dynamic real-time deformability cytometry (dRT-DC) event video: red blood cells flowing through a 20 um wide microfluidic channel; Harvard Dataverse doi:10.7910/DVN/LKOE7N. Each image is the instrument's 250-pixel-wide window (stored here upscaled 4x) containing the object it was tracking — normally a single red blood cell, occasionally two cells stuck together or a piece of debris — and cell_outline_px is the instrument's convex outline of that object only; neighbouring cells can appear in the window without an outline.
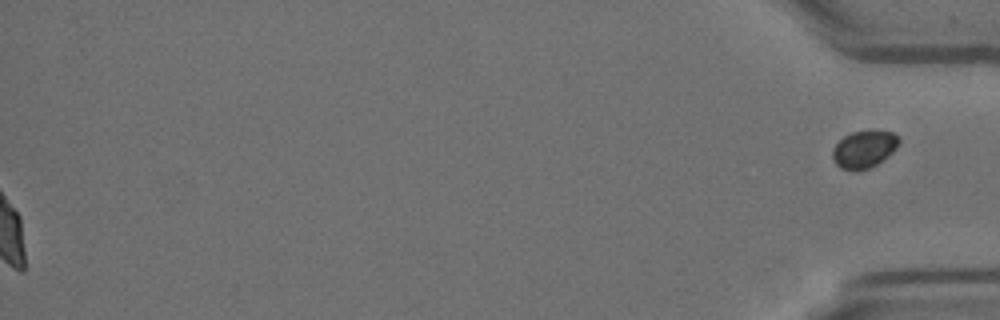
{"species": "Egyptian fruit bat (a non-hibernating species)", "species_latin": "Rousettus aegyptiacus", "temperature_condition": "room temperature", "stored_images_in_passage": 59, "segment_of_instrument_passage": [2, 2], "camera_frame_rate_fps": 3000, "um_per_image_px": 0.085, "animal": {"sex": "female"}, "frame": {"image": 1, "passage_image": 59, "time_ms": 19.333, "image_size_px": [1000, 320], "cell_outline_px": [[900, 140], [896, 148], [888, 156], [876, 164], [868, 168], [852, 172], [840, 168], [836, 164], [832, 156], [832, 148], [844, 136], [852, 132], [872, 128], [892, 132], [900, 136]], "centroid_in_image_um": [73.45, 12.65], "position_along_channel_um": 361.7, "area_um2": 14.85}}